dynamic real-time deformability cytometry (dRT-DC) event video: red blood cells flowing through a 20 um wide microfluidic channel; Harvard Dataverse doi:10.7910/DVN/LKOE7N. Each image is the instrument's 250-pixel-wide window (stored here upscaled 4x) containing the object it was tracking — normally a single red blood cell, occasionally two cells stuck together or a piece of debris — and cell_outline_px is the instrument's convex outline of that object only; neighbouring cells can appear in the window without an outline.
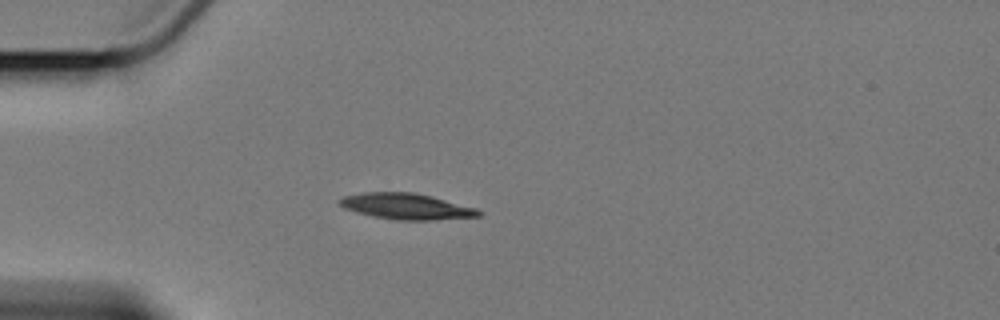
{"species": "Egyptian fruit bat (a non-hibernating species)", "species_latin": "Rousettus aegyptiacus", "temperature_condition": "cold", "stored_images_in_passage": 8, "camera_frame_rate_fps": 3000, "um_per_image_px": 0.085, "animal": {"sex": "female"}, "frame": {"image": 1, "passage_image": 4, "time_ms": 3.667, "image_size_px": [1000, 320], "cell_outline_px": [[484, 212], [480, 216], [432, 220], [396, 220], [372, 216], [356, 212], [344, 208], [336, 200], [344, 196], [364, 192], [412, 192], [432, 196], [476, 208]], "centroid_in_image_um": [34.53, 17.54], "position_along_channel_um": 50.5, "area_um2": 21.1}}
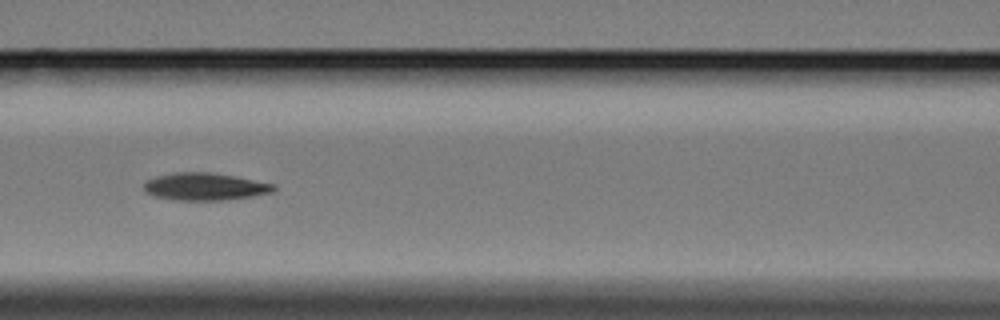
{"frame": {"image": 2, "passage_image": 7, "time_ms": 7.0, "image_size_px": [1000, 320], "cell_outline_px": [[276, 188], [272, 192], [252, 196], [224, 200], [176, 200], [152, 196], [144, 192], [144, 184], [148, 180], [156, 176], [172, 172], [208, 172], [232, 176], [276, 184]], "centroid_in_image_um": [17.38, 15.86], "position_along_channel_um": 149.2, "area_um2": 20.69}}
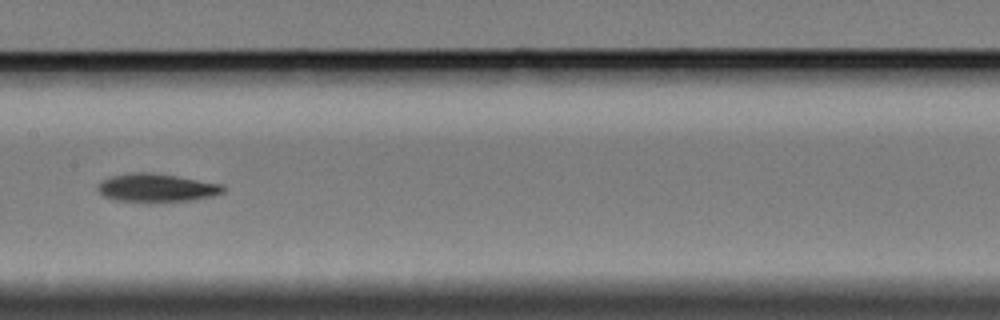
{"frame": {"image": 3, "passage_image": 8, "time_ms": 8.333, "image_size_px": [1000, 320], "cell_outline_px": [[224, 192], [212, 196], [192, 200], [164, 204], [148, 204], [116, 200], [104, 196], [96, 188], [104, 180], [112, 176], [132, 172], [152, 172], [224, 184]], "centroid_in_image_um": [13.34, 16.0], "position_along_channel_um": 194.1, "area_um2": 21.33}}